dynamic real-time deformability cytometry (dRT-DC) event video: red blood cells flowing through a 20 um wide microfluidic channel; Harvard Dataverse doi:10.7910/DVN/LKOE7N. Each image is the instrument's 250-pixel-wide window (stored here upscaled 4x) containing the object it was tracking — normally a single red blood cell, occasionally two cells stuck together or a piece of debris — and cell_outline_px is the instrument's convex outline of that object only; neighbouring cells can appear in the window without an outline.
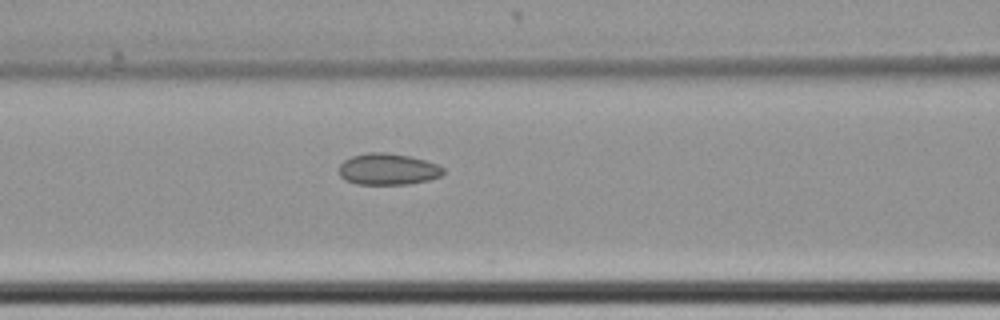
{"species": "common noctule bat (a hibernating species)", "species_latin": "Nyctalus noctula", "temperature_condition": "cold", "stored_images_in_passage": 30, "camera_frame_rate_fps": 3000, "um_per_image_px": 0.085, "animal": {"sex": "female", "body_mass_g": 22.7, "forearm_length_mm": 54.2}, "frame": {"image": 1, "passage_image": 29, "time_ms": 9.333, "image_size_px": [1000, 320], "cell_outline_px": [[444, 172], [440, 176], [428, 180], [408, 184], [356, 184], [344, 180], [340, 176], [340, 164], [344, 160], [352, 156], [368, 152], [384, 152], [408, 156], [440, 164], [444, 168]], "centroid_in_image_um": [32.97, 14.38], "position_along_channel_um": 133.6, "area_um2": 19.13}}